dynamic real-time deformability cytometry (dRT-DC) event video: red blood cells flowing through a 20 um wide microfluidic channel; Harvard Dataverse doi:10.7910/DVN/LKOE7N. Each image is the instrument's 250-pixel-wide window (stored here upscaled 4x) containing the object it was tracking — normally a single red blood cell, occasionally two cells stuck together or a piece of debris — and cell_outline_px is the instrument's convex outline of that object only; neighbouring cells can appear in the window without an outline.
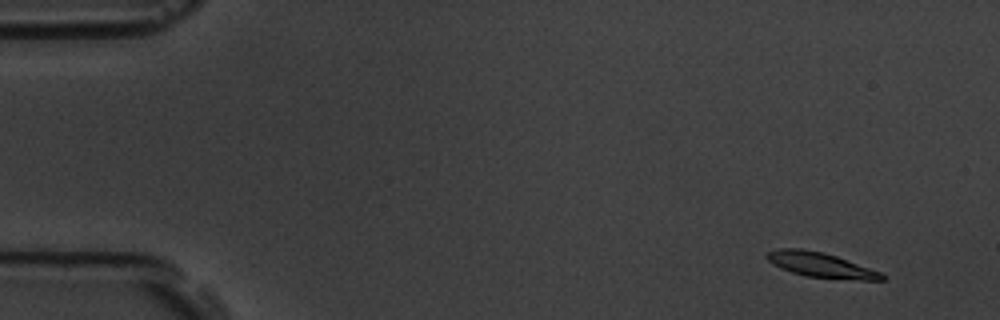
{"species": "common noctule bat (a hibernating species)", "species_latin": "Nyctalus noctula", "temperature_condition": "room temperature", "stored_images_in_passage": 4, "camera_frame_rate_fps": 3000, "um_per_image_px": 0.085, "animal": {"sex": "male", "body_mass_g": 19.5, "forearm_length_mm": 54.6}, "frame": {"image": 1, "passage_image": 1, "time_ms": 0.0, "image_size_px": [1000, 320], "cell_outline_px": [[884, 280], [860, 280], [808, 276], [792, 272], [780, 268], [772, 264], [764, 256], [764, 252], [780, 248], [800, 248], [824, 252], [836, 256], [880, 272], [884, 276]], "centroid_in_image_um": [69.68, 22.5], "position_along_channel_um": 15.3, "area_um2": 16.53}}